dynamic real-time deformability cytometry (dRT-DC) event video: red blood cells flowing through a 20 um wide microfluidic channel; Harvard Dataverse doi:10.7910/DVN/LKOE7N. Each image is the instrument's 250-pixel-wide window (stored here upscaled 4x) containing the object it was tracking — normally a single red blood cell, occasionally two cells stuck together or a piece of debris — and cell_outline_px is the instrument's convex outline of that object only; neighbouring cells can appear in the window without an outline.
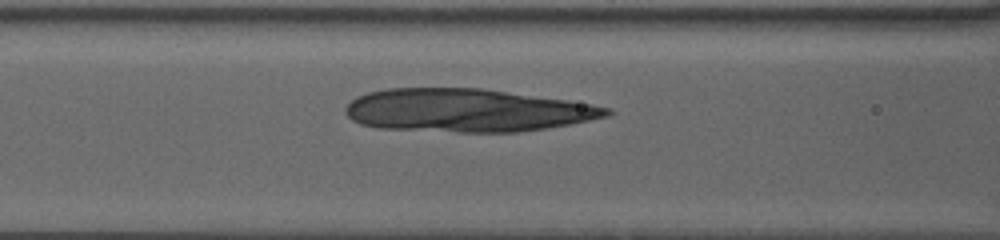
{"species": "human", "species_latin": "Homo sapiens", "temperature_condition": "warm", "stored_images_in_passage": 8, "segment_of_instrument_passage": [2, 2], "camera_frame_rate_fps": 3000, "um_per_image_px": 0.085, "donor": {"sex": "female"}, "frame": {"image": 1, "passage_image": 8, "time_ms": 3.333, "image_size_px": [1000, 240], "cell_outline_px": [[612, 112], [608, 116], [568, 124], [520, 132], [456, 132], [380, 128], [360, 124], [352, 120], [348, 116], [344, 108], [356, 96], [368, 92], [384, 88], [480, 88], [568, 100], [608, 108]], "centroid_in_image_um": [39.62, 9.38], "position_along_channel_um": 127.0, "area_um2": 65.26}}